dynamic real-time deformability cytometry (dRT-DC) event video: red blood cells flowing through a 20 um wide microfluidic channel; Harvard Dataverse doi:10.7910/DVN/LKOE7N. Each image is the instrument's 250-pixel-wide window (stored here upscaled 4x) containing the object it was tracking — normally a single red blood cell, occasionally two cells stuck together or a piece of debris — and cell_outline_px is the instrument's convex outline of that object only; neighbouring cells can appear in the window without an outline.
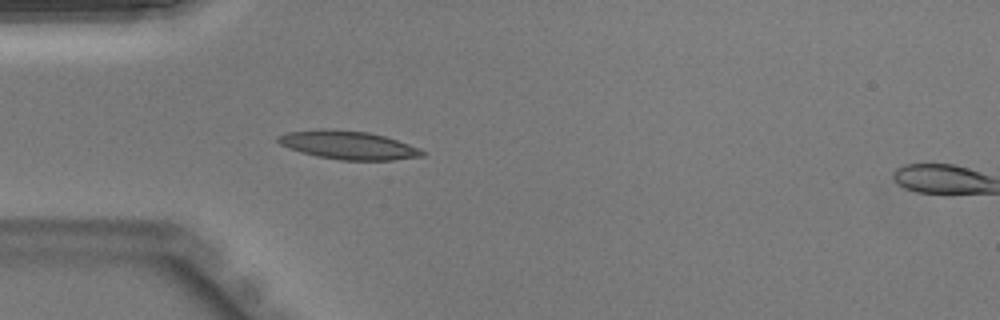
{"species": "Egyptian fruit bat (a non-hibernating species)", "species_latin": "Rousettus aegyptiacus", "temperature_condition": "warm", "stored_images_in_passage": 12, "segment_of_instrument_passage": [2, 2], "camera_frame_rate_fps": 3000, "um_per_image_px": 0.085, "animal": {"sex": "male"}, "frame": {"image": 1, "passage_image": 12, "time_ms": 3.667, "image_size_px": [1000, 320], "cell_outline_px": [[980, 188], [976, 192], [928, 192], [912, 188], [920, 164], [940, 164], [960, 168], [972, 172], [980, 176]], "centroid_in_image_um": [80.38, 15.24], "position_along_channel_um": 4.6, "area_um2": 11.39}}